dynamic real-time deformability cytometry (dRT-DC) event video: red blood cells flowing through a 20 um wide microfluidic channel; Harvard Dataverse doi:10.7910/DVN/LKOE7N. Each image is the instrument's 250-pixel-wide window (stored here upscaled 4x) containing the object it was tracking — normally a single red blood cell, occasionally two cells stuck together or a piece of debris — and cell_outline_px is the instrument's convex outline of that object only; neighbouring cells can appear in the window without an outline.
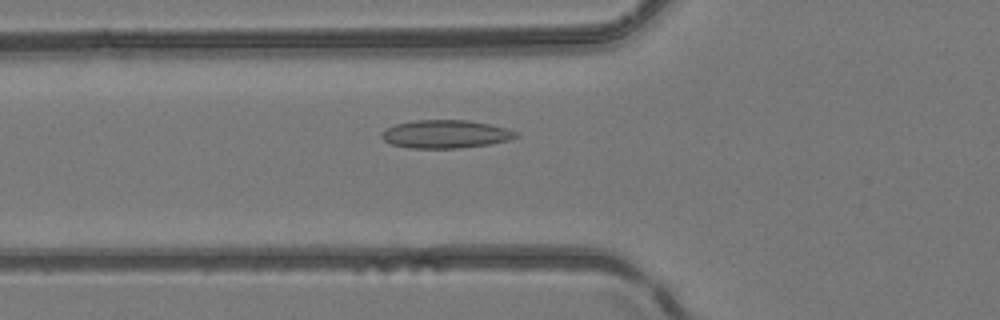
{"species": "common noctule bat (a hibernating species)", "species_latin": "Nyctalus noctula", "temperature_condition": "room temperature", "stored_images_in_passage": 39, "camera_frame_rate_fps": 3000, "um_per_image_px": 0.085, "animal": {"sex": "female", "body_mass_g": 24.6, "forearm_length_mm": 56.2}, "frame": {"image": 1, "passage_image": 7, "time_ms": 2.0, "image_size_px": [1000, 320], "cell_outline_px": [[520, 136], [508, 140], [492, 144], [460, 148], [408, 148], [392, 144], [384, 140], [380, 136], [380, 132], [396, 124], [416, 120], [464, 120], [488, 124], [504, 128], [516, 132]], "centroid_in_image_um": [37.85, 11.41], "position_along_channel_um": 87.9, "area_um2": 21.91}}
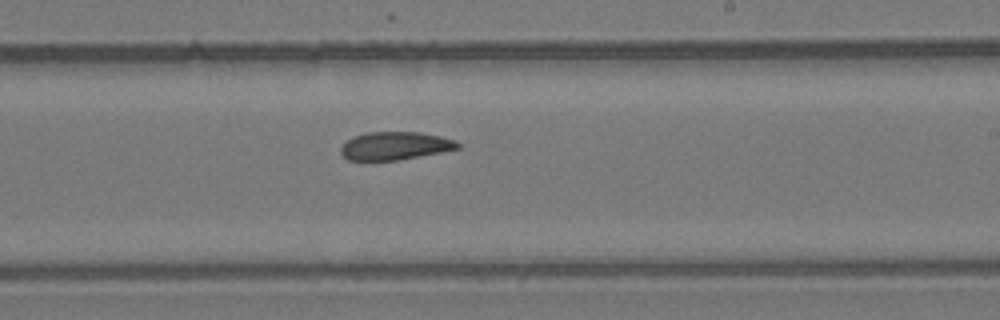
{"frame": {"image": 2, "passage_image": 19, "time_ms": 6.0, "image_size_px": [1000, 320], "cell_outline_px": [[460, 148], [400, 160], [348, 160], [340, 152], [340, 144], [352, 136], [368, 132], [420, 132], [440, 136], [456, 140], [460, 144]], "centroid_in_image_um": [33.54, 12.39], "position_along_channel_um": 255.5, "area_um2": 19.25}}
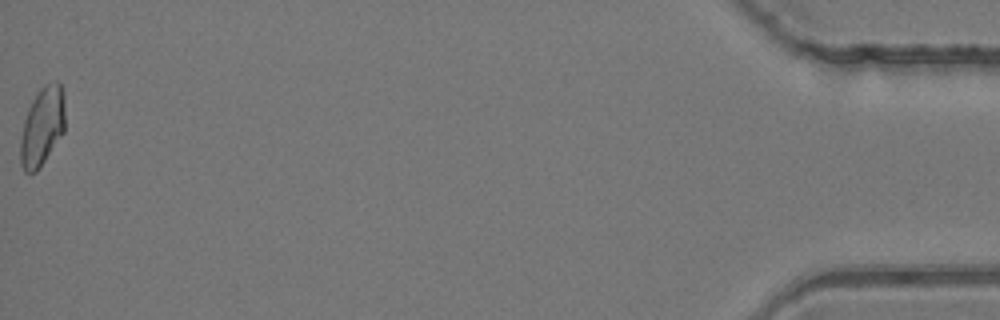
{"frame": {"image": 3, "passage_image": 39, "time_ms": 12.667, "image_size_px": [1000, 320], "cell_outline_px": [[64, 132], [36, 172], [24, 172], [20, 164], [20, 140], [24, 120], [28, 108], [32, 100], [40, 88], [44, 84], [56, 80], [60, 84], [64, 96]], "centroid_in_image_um": [3.58, 10.73], "position_along_channel_um": 431.6, "area_um2": 20.46}, "authors_computed_cell_mechanics": {"area_um2": 20.1722, "velocity_mm_per_s": 4.1726, "shape_relaxation_time_tau1_ms": null, "shape_relaxation_time_tau2_ms": 4.3932, "deformation_change_tau1": null, "deformation_change_tau2": 0.1065}}